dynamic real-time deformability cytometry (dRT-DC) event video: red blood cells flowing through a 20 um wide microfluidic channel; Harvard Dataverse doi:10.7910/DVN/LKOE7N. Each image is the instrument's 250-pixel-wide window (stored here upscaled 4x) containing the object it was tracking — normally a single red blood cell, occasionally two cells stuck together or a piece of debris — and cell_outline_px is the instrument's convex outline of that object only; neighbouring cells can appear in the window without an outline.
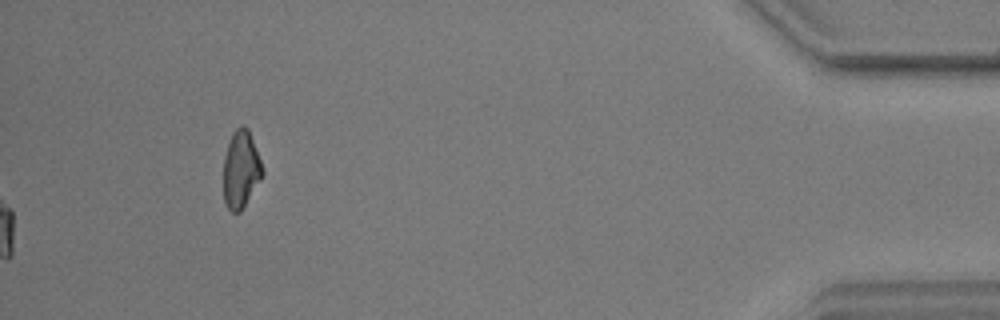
{"species": "common noctule bat (a hibernating species)", "species_latin": "Nyctalus noctula", "temperature_condition": "warm", "stored_images_in_passage": 48, "camera_frame_rate_fps": 3000, "um_per_image_px": 0.085, "animal": {"sex": "male", "body_mass_g": 17.9, "forearm_length_mm": 54.2}, "frame": {"image": 1, "passage_image": 48, "time_ms": 15.667, "image_size_px": [1000, 320], "cell_outline_px": [[264, 172], [260, 180], [240, 212], [232, 212], [228, 208], [224, 200], [224, 156], [232, 132], [240, 124], [244, 124], [248, 128], [264, 168]], "centroid_in_image_um": [20.48, 14.35], "position_along_channel_um": 414.7, "area_um2": 17.57}}